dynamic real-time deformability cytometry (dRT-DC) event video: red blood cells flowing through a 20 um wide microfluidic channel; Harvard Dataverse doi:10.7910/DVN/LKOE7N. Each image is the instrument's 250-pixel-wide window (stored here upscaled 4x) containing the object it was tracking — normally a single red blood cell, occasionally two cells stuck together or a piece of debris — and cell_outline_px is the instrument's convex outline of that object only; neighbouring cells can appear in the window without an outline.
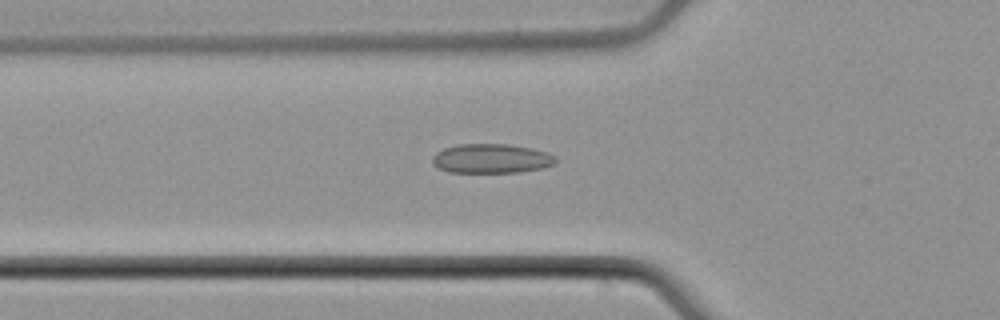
{"species": "common noctule bat (a hibernating species)", "species_latin": "Nyctalus noctula", "temperature_condition": "cold", "stored_images_in_passage": 54, "camera_frame_rate_fps": 3000, "um_per_image_px": 0.085, "animal": {"sex": "male", "body_mass_g": 21.5, "forearm_length_mm": 52.0}, "frame": {"image": 1, "passage_image": 19, "time_ms": 6.0, "image_size_px": [1000, 320], "cell_outline_px": [[556, 160], [552, 164], [540, 168], [520, 172], [448, 172], [432, 164], [432, 156], [436, 152], [444, 148], [456, 144], [508, 144], [532, 148], [544, 152], [552, 156]], "centroid_in_image_um": [41.68, 13.47], "position_along_channel_um": 84.1, "area_um2": 20.87}}
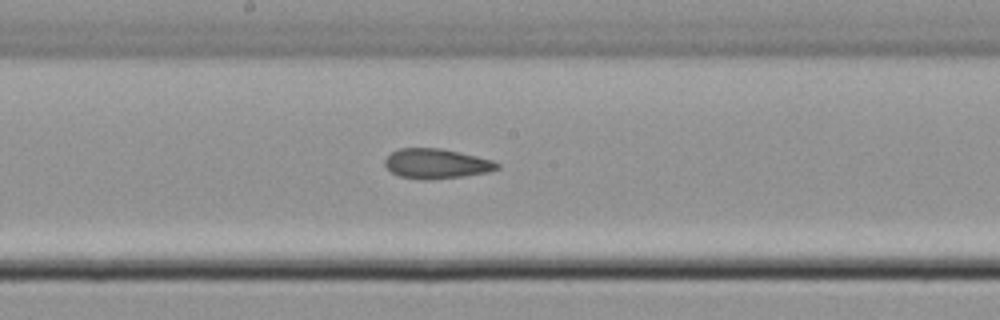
{"frame": {"image": 2, "passage_image": 29, "time_ms": 9.333, "image_size_px": [1000, 320], "cell_outline_px": [[500, 168], [488, 172], [464, 176], [428, 180], [420, 180], [400, 176], [392, 172], [384, 164], [384, 160], [392, 152], [400, 148], [440, 148], [476, 156], [492, 160], [500, 164]], "centroid_in_image_um": [37.1, 13.92], "position_along_channel_um": 211.1, "area_um2": 19.48}}
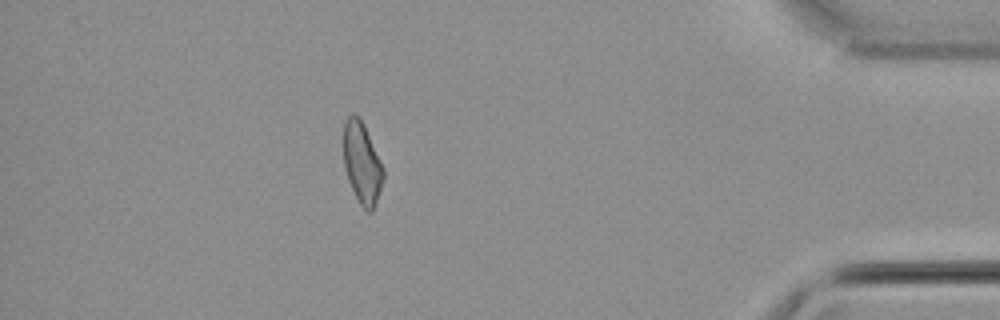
{"frame": {"image": 3, "passage_image": 48, "time_ms": 15.667, "image_size_px": [1000, 320], "cell_outline_px": [[384, 180], [380, 192], [372, 212], [368, 212], [360, 204], [348, 180], [344, 164], [344, 120], [352, 112], [364, 124], [384, 168]], "centroid_in_image_um": [30.78, 13.86], "position_along_channel_um": 404.4, "area_um2": 18.79}, "authors_computed_cell_mechanics": {"area_um2": 19.8254, "velocity_mm_per_s": 3.8028, "shape_relaxation_time_tau1_ms": null, "shape_relaxation_time_tau2_ms": 3.5562, "deformation_change_tau1": null, "deformation_change_tau2": 0.1077}}